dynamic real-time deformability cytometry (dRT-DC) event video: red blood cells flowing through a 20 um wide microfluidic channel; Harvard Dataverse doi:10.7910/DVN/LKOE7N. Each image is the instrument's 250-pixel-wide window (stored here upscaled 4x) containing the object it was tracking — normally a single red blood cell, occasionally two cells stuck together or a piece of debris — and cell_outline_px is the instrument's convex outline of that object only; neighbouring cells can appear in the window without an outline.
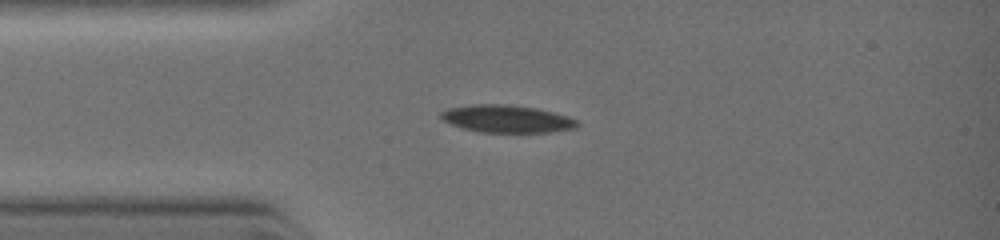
{"species": "common noctule bat (a hibernating species)", "species_latin": "Nyctalus noctula", "temperature_condition": "warm", "stored_images_in_passage": 14, "camera_frame_rate_fps": 3000, "um_per_image_px": 0.085, "animal": {"sex": "female", "body_mass_g": 19.0, "forearm_length_mm": 51.5}, "frame": {"image": 1, "passage_image": 9, "time_ms": 1.667, "image_size_px": [1000, 240], "cell_outline_px": [[580, 124], [576, 128], [548, 132], [480, 132], [464, 128], [452, 124], [444, 120], [440, 116], [440, 112], [448, 108], [472, 104], [512, 104], [536, 108], [568, 116], [580, 120]], "centroid_in_image_um": [43.12, 10.09], "position_along_channel_um": 41.9, "area_um2": 21.91}}